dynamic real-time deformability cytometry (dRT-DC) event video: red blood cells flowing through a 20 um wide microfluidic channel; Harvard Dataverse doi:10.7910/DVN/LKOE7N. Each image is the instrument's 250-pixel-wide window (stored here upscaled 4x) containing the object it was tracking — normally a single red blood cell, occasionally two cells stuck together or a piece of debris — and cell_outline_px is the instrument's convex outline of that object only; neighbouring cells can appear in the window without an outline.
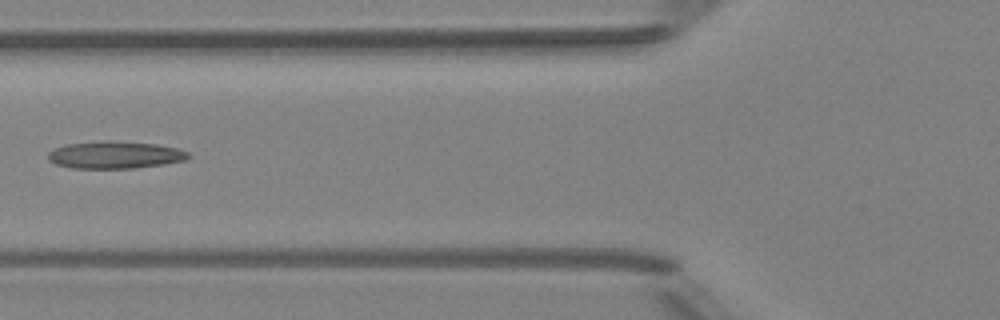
{"species": "Egyptian fruit bat (a non-hibernating species)", "species_latin": "Rousettus aegyptiacus", "temperature_condition": "room temperature", "stored_images_in_passage": 6, "camera_frame_rate_fps": 3000, "um_per_image_px": 0.085, "animal": {"sex": "female"}, "frame": {"image": 1, "passage_image": 6, "time_ms": 5.667, "image_size_px": [1000, 320], "cell_outline_px": [[192, 156], [184, 160], [164, 164], [132, 168], [72, 168], [56, 164], [48, 160], [48, 152], [64, 144], [104, 140], [108, 140], [156, 144], [176, 148], [188, 152]], "centroid_in_image_um": [9.75, 13.16], "position_along_channel_um": 116.0, "area_um2": 22.31}}